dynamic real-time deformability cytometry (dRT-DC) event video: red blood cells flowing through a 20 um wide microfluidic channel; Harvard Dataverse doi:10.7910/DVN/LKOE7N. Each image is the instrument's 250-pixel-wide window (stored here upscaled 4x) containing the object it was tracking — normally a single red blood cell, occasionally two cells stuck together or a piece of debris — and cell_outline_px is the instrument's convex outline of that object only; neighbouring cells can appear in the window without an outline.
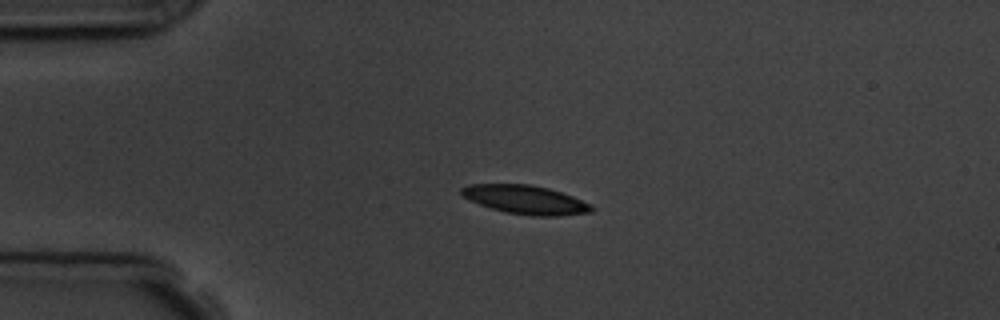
{"species": "common noctule bat (a hibernating species)", "species_latin": "Nyctalus noctula", "temperature_condition": "room temperature", "stored_images_in_passage": 5, "camera_frame_rate_fps": 3000, "um_per_image_px": 0.085, "animal": {"sex": "male", "body_mass_g": 19.5, "forearm_length_mm": 54.6}, "frame": {"image": 1, "passage_image": 3, "time_ms": 2.333, "image_size_px": [1000, 320], "cell_outline_px": [[596, 208], [592, 212], [560, 216], [532, 216], [504, 212], [480, 204], [464, 196], [460, 192], [460, 188], [468, 184], [528, 184], [548, 188], [572, 196], [592, 204]], "centroid_in_image_um": [44.71, 16.98], "position_along_channel_um": 40.3, "area_um2": 21.79}}